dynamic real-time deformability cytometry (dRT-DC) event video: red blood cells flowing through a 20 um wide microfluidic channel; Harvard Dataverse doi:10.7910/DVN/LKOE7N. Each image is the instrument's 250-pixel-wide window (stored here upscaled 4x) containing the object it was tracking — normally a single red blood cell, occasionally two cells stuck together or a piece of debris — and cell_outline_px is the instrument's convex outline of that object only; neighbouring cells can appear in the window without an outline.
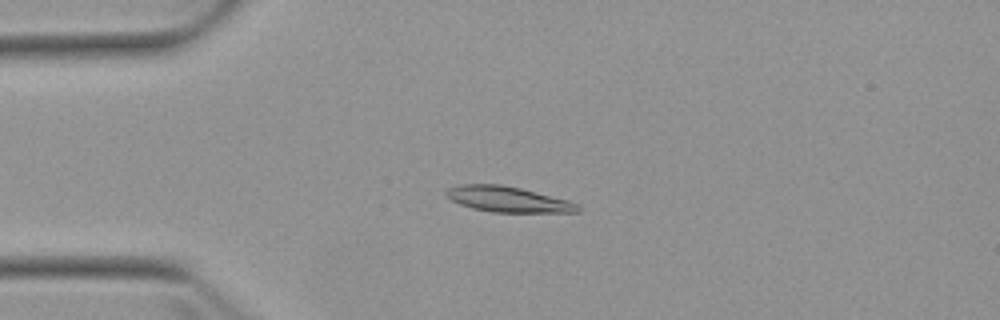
{"species": "Egyptian fruit bat (a non-hibernating species)", "species_latin": "Rousettus aegyptiacus", "temperature_condition": "warm", "stored_images_in_passage": 8, "camera_frame_rate_fps": 3000, "um_per_image_px": 0.085, "animal": {"sex": "female"}, "frame": {"image": 1, "passage_image": 3, "time_ms": 3.333, "image_size_px": [1000, 320], "cell_outline_px": [[580, 212], [492, 212], [472, 208], [460, 204], [452, 200], [444, 192], [448, 188], [460, 184], [500, 184], [520, 188], [568, 200], [580, 204]], "centroid_in_image_um": [43.18, 16.94], "position_along_channel_um": 41.8, "area_um2": 19.54}}
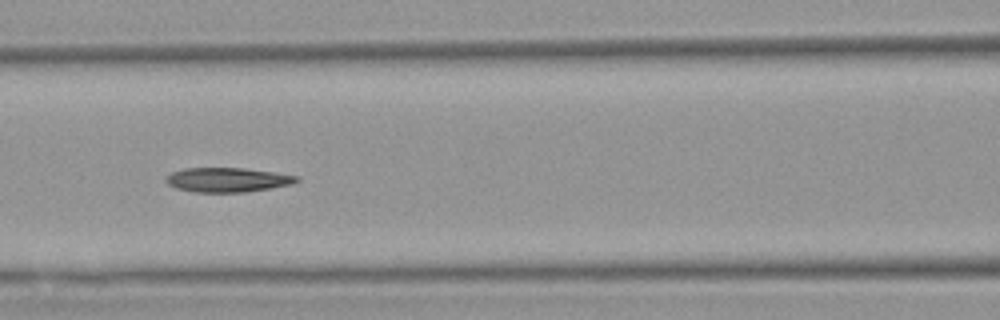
{"frame": {"image": 2, "passage_image": 6, "time_ms": 6.667, "image_size_px": [1000, 320], "cell_outline_px": [[300, 180], [292, 184], [244, 192], [196, 192], [176, 188], [168, 184], [164, 180], [164, 176], [172, 172], [184, 168], [244, 168], [300, 176]], "centroid_in_image_um": [19.3, 15.28], "position_along_channel_um": 147.3, "area_um2": 18.55}}
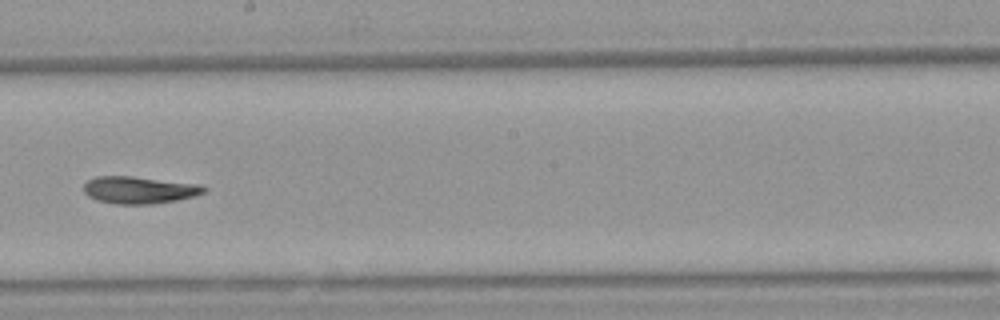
{"frame": {"image": 3, "passage_image": 8, "time_ms": 9.0, "image_size_px": [1000, 320], "cell_outline_px": [[208, 188], [204, 192], [192, 196], [176, 200], [152, 204], [116, 204], [96, 200], [88, 196], [84, 192], [84, 184], [88, 180], [96, 176], [132, 176], [200, 184]], "centroid_in_image_um": [11.81, 16.14], "position_along_channel_um": 236.4, "area_um2": 19.02}}